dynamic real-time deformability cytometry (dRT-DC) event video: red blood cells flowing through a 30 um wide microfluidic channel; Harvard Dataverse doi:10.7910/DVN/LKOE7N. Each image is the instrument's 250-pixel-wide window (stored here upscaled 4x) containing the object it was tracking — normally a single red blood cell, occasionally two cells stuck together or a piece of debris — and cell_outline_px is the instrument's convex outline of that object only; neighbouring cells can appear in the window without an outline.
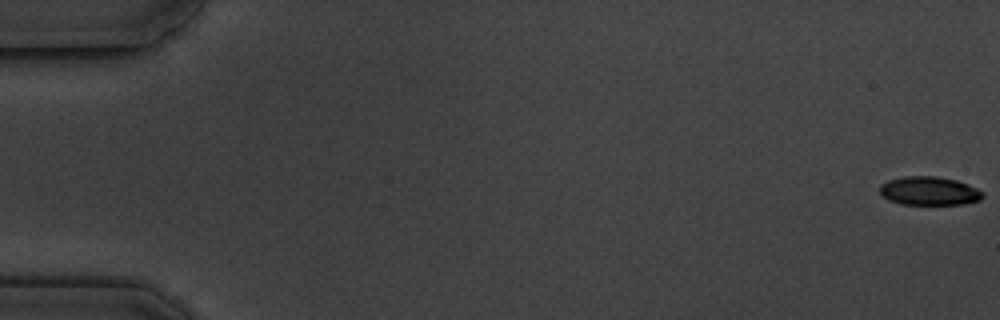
{"species": "common noctule bat (a hibernating species)", "species_latin": "Nyctalus noctula", "temperature_condition": "cold", "stored_images_in_passage": 6, "camera_frame_rate_fps": 3000, "um_per_image_px": 0.085, "animal": {"sex": "male", "body_mass_g": 19.5, "forearm_length_mm": 54.6}, "frame": {"image": 1, "passage_image": 1, "time_ms": 0.0, "image_size_px": [1000, 320], "cell_outline_px": [[984, 196], [980, 200], [964, 204], [900, 204], [888, 200], [880, 192], [880, 184], [888, 180], [904, 176], [936, 176], [956, 180], [968, 184], [984, 192]], "centroid_in_image_um": [78.99, 16.23], "position_along_channel_um": 6.0, "area_um2": 17.22}}
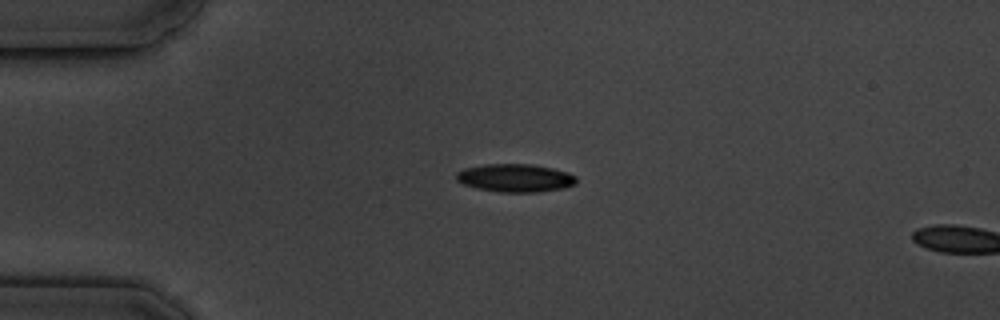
{"frame": {"image": 2, "passage_image": 5, "time_ms": 4.667, "image_size_px": [1000, 320], "cell_outline_px": [[576, 184], [564, 188], [536, 192], [500, 192], [476, 188], [464, 184], [456, 180], [456, 172], [464, 168], [484, 164], [532, 164], [552, 168], [568, 172], [576, 176]], "centroid_in_image_um": [43.79, 15.12], "position_along_channel_um": 41.2, "area_um2": 19.71}}